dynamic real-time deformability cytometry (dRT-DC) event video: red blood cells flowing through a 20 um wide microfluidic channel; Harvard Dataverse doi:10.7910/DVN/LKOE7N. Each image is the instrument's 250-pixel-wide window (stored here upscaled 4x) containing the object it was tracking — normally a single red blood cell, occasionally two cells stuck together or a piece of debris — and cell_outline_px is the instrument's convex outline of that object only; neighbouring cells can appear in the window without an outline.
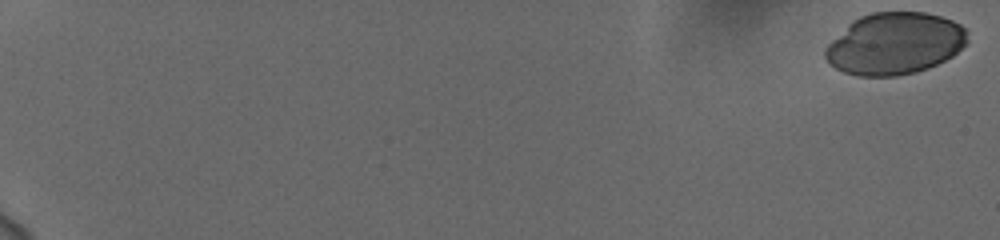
{"species": "human", "species_latin": "Homo sapiens", "temperature_condition": "cold", "stored_images_in_passage": 29, "camera_frame_rate_fps": 3000, "um_per_image_px": 0.085, "donor": {"sex": "female"}, "frame": {"image": 1, "passage_image": 1, "time_ms": 0.0, "image_size_px": [1000, 240], "cell_outline_px": [[968, 44], [952, 56], [928, 68], [916, 72], [896, 76], [856, 76], [844, 72], [836, 68], [824, 56], [824, 52], [828, 44], [852, 20], [860, 16], [872, 12], [924, 12], [940, 16], [952, 20], [960, 24], [968, 32]], "centroid_in_image_um": [76.07, 3.7], "position_along_channel_um": 8.9, "area_um2": 51.33}}
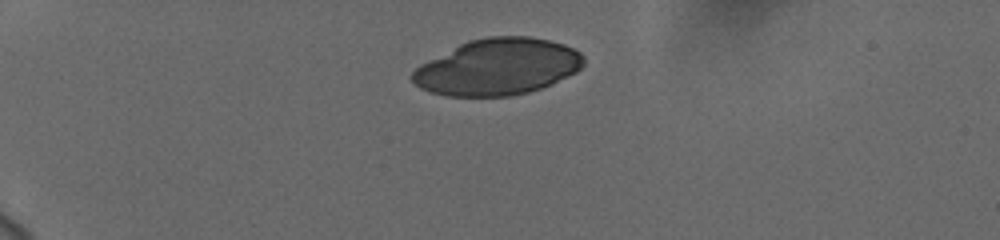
{"frame": {"image": 2, "passage_image": 17, "time_ms": 5.333, "image_size_px": [1000, 240], "cell_outline_px": [[584, 64], [576, 72], [552, 84], [528, 92], [512, 96], [448, 96], [428, 92], [420, 88], [412, 80], [412, 72], [420, 64], [468, 40], [488, 36], [528, 36], [548, 40], [564, 44], [580, 52], [584, 56]], "centroid_in_image_um": [42.3, 5.69], "position_along_channel_um": 42.7, "area_um2": 56.3}}